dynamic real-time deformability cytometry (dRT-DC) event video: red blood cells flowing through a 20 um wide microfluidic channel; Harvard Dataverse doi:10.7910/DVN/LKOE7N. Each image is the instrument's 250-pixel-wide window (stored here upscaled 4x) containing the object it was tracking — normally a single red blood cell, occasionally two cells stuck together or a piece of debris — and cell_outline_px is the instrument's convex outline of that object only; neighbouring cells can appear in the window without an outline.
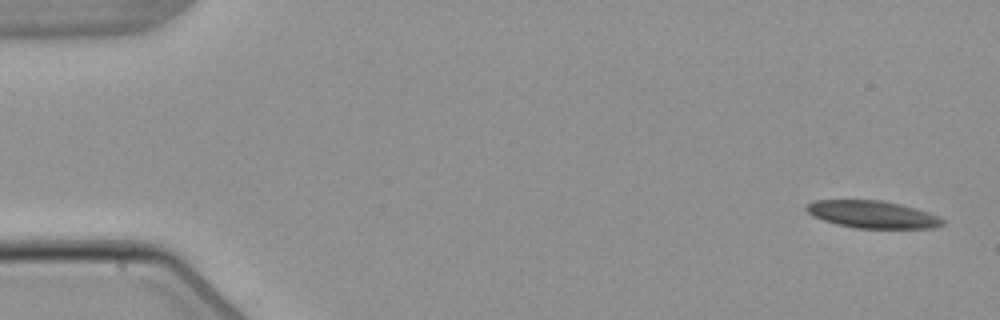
{"species": "common noctule bat (a hibernating species)", "species_latin": "Nyctalus noctula", "temperature_condition": "warm", "stored_images_in_passage": 5, "segment_of_instrument_passage": [1, 2], "camera_frame_rate_fps": 3000, "um_per_image_px": 0.085, "animal": {"sex": "male", "body_mass_g": 21.5, "forearm_length_mm": 52.0}, "frame": {"image": 1, "passage_image": 1, "time_ms": 0.0, "image_size_px": [1000, 320], "cell_outline_px": [[944, 224], [932, 228], [856, 228], [836, 224], [812, 216], [804, 208], [804, 204], [812, 200], [880, 200], [900, 204], [928, 212], [944, 220]], "centroid_in_image_um": [74.09, 18.22], "position_along_channel_um": 10.9, "area_um2": 21.68}}
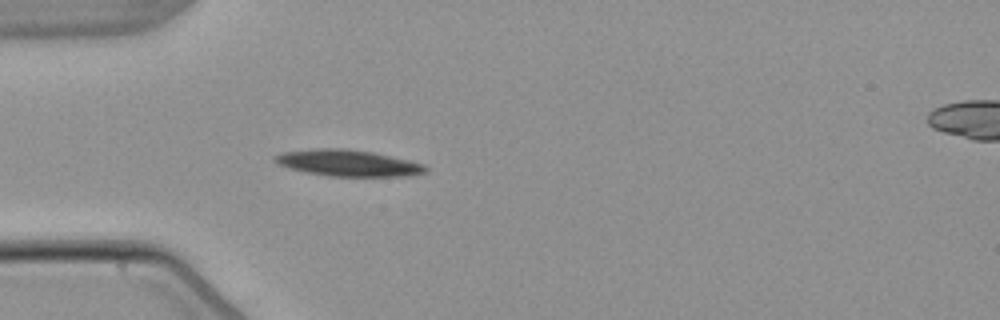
{"frame": {"image": 2, "passage_image": 4, "time_ms": 4.667, "image_size_px": [1000, 320], "cell_outline_px": [[428, 172], [412, 176], [328, 176], [304, 172], [288, 168], [276, 164], [272, 160], [272, 156], [284, 152], [316, 148], [344, 148], [372, 152], [408, 160], [424, 164], [428, 168]], "centroid_in_image_um": [29.56, 13.86], "position_along_channel_um": 55.4, "area_um2": 23.41}}